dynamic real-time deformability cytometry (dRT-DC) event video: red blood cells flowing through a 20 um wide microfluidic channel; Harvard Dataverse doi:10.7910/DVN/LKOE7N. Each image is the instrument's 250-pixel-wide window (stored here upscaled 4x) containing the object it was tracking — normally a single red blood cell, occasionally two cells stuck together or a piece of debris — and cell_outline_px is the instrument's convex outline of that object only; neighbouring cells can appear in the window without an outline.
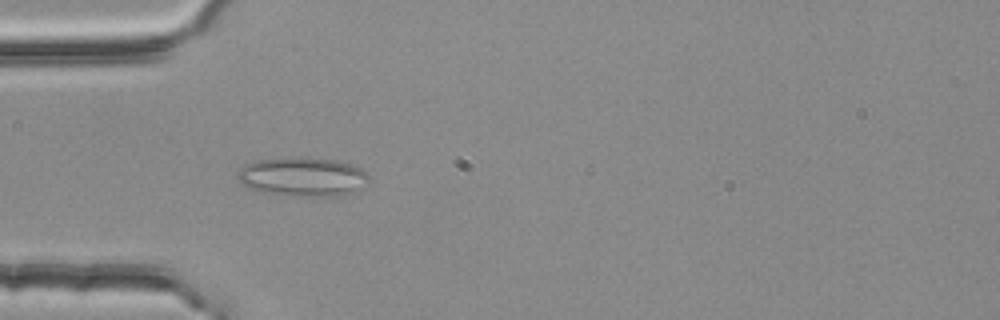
{"species": "common noctule bat (a hibernating species)", "species_latin": "Nyctalus noctula", "temperature_condition": "room temperature", "stored_images_in_passage": 2, "camera_frame_rate_fps": 3000, "um_per_image_px": 0.085, "animal": {"sex": "female", "body_mass_g": 25.1}, "frame": {"image": 1, "passage_image": 2, "time_ms": 0.333, "image_size_px": [1000, 320], "cell_outline_px": [[368, 180], [352, 192], [336, 196], [300, 196], [260, 192], [244, 184], [236, 176], [236, 172], [240, 168], [256, 160], [336, 160], [352, 164], [360, 168], [368, 176]], "centroid_in_image_um": [25.71, 15.07], "position_along_channel_um": 59.3, "area_um2": 28.5}}